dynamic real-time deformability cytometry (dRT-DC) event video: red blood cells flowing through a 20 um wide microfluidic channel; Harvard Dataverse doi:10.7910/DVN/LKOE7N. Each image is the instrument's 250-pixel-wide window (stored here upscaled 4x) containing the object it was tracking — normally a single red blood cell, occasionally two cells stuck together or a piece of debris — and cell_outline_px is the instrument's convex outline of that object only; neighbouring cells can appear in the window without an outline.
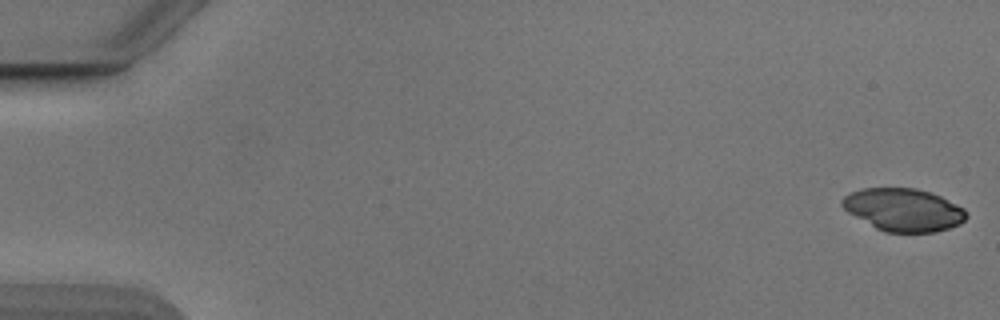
{"species": "Egyptian fruit bat (a non-hibernating species)", "species_latin": "Rousettus aegyptiacus", "temperature_condition": "cold", "stored_images_in_passage": 53, "camera_frame_rate_fps": 3000, "um_per_image_px": 0.085, "animal": {"sex": "male"}, "frame": {"image": 1, "passage_image": 1, "time_ms": 0.0, "image_size_px": [1000, 320], "cell_outline_px": [[968, 216], [960, 224], [936, 232], [884, 232], [876, 228], [848, 212], [840, 204], [840, 200], [844, 196], [852, 192], [864, 188], [916, 188], [940, 196], [964, 208]], "centroid_in_image_um": [76.79, 17.83], "position_along_channel_um": 8.2, "area_um2": 30.75}}
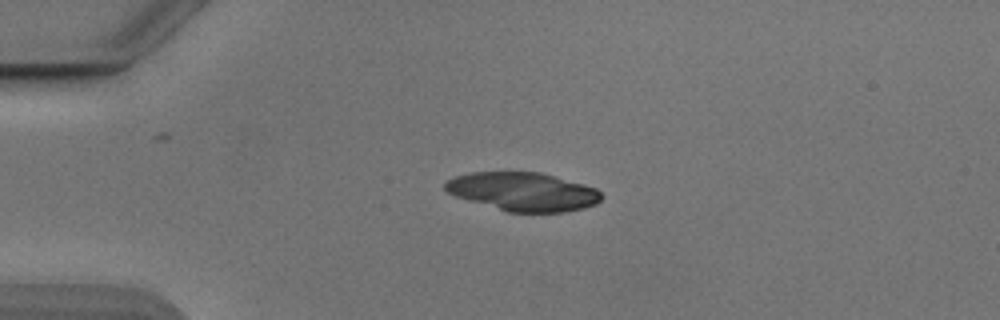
{"frame": {"image": 2, "passage_image": 13, "time_ms": 4.0, "image_size_px": [1000, 320], "cell_outline_px": [[604, 196], [596, 204], [584, 208], [564, 212], [508, 212], [456, 196], [448, 192], [444, 188], [444, 184], [452, 176], [472, 172], [540, 172], [584, 184], [596, 188]], "centroid_in_image_um": [44.47, 16.28], "position_along_channel_um": 40.5, "area_um2": 35.03}}